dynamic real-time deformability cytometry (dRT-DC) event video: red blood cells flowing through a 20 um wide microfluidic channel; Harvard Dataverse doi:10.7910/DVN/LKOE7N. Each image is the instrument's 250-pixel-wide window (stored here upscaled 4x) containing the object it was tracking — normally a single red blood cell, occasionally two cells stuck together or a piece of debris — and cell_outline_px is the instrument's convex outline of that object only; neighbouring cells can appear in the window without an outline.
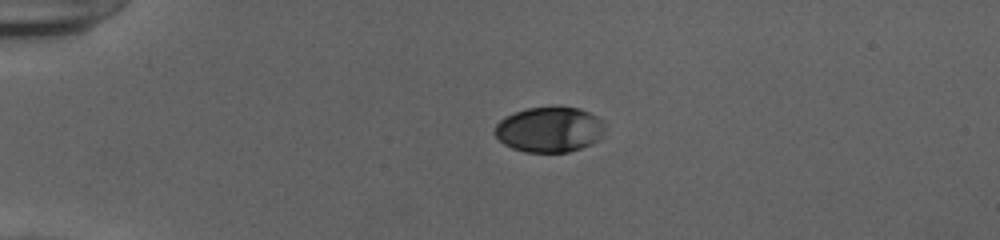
{"species": "human", "species_latin": "Homo sapiens", "temperature_condition": "cold", "stored_images_in_passage": 41, "camera_frame_rate_fps": 3000, "um_per_image_px": 0.085, "donor": {"sex": "female"}, "frame": {"image": 1, "passage_image": 1, "time_ms": 0.0, "image_size_px": [1000, 240], "cell_outline_px": [[604, 136], [592, 144], [568, 152], [524, 152], [512, 148], [504, 144], [492, 132], [496, 124], [504, 116], [528, 108], [556, 104], [580, 108], [604, 120]], "centroid_in_image_um": [46.72, 10.98], "position_along_channel_um": 38.3, "area_um2": 29.88}}
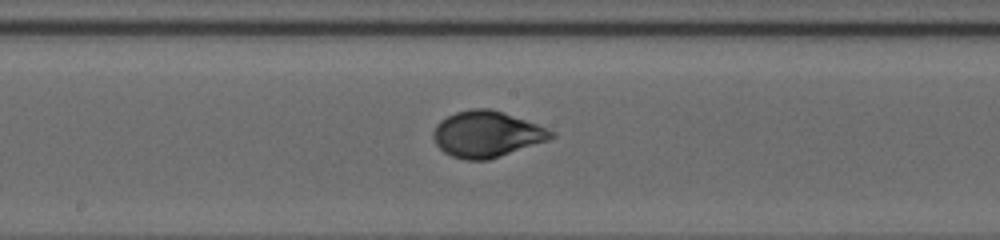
{"frame": {"image": 2, "passage_image": 18, "time_ms": 5.667, "image_size_px": [1000, 240], "cell_outline_px": [[556, 136], [548, 140], [488, 160], [464, 160], [452, 156], [444, 152], [436, 144], [432, 136], [432, 132], [436, 124], [440, 120], [456, 112], [472, 108], [488, 108], [548, 128], [556, 132]], "centroid_in_image_um": [41.35, 11.41], "position_along_channel_um": 206.9, "area_um2": 31.44}}
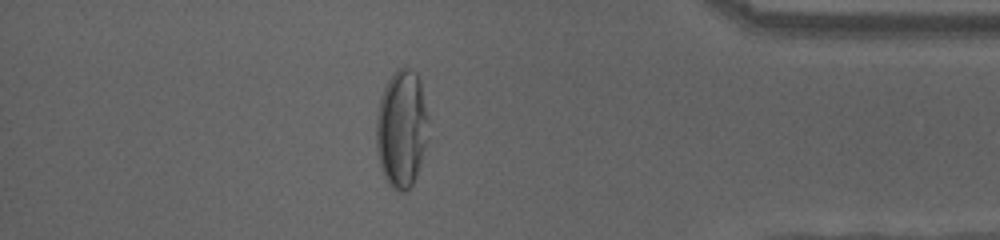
{"frame": {"image": 3, "passage_image": 35, "time_ms": 11.333, "image_size_px": [1000, 240], "cell_outline_px": [[428, 120], [424, 144], [416, 176], [412, 184], [404, 192], [400, 192], [392, 188], [388, 184], [384, 176], [380, 164], [376, 148], [376, 112], [380, 96], [392, 72], [396, 68], [412, 68], [416, 72], [420, 80], [428, 116]], "centroid_in_image_um": [34.1, 10.89], "position_along_channel_um": 401.1, "area_um2": 35.6}, "authors_computed_cell_mechanics": {"area_um2": 31.2698, "velocity_mm_per_s": 3.8885, "shape_relaxation_time_tau1_ms": 4.7891, "shape_relaxation_time_tau2_ms": null, "deformation_change_tau1": 0.1974, "deformation_change_tau2": null}}